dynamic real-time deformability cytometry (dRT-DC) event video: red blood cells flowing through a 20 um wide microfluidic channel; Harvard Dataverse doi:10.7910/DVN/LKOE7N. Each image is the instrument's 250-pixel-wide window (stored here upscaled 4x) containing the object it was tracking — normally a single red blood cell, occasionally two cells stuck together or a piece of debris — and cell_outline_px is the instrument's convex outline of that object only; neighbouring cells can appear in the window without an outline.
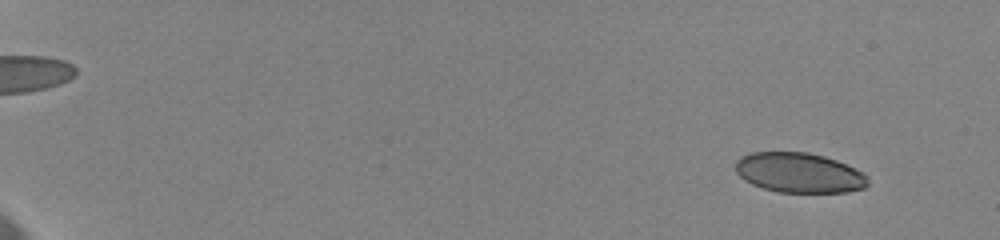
{"species": "human", "species_latin": "Homo sapiens", "temperature_condition": "cold", "stored_images_in_passage": 65, "camera_frame_rate_fps": 3000, "um_per_image_px": 0.085, "donor": {"sex": "female"}, "frame": {"image": 1, "passage_image": 7, "time_ms": 2.0, "image_size_px": [1000, 240], "cell_outline_px": [[868, 184], [864, 188], [844, 192], [776, 192], [752, 184], [744, 180], [736, 172], [736, 160], [752, 152], [808, 152], [824, 156], [836, 160], [868, 176]], "centroid_in_image_um": [67.91, 14.68], "position_along_channel_um": 17.1, "area_um2": 30.58}}